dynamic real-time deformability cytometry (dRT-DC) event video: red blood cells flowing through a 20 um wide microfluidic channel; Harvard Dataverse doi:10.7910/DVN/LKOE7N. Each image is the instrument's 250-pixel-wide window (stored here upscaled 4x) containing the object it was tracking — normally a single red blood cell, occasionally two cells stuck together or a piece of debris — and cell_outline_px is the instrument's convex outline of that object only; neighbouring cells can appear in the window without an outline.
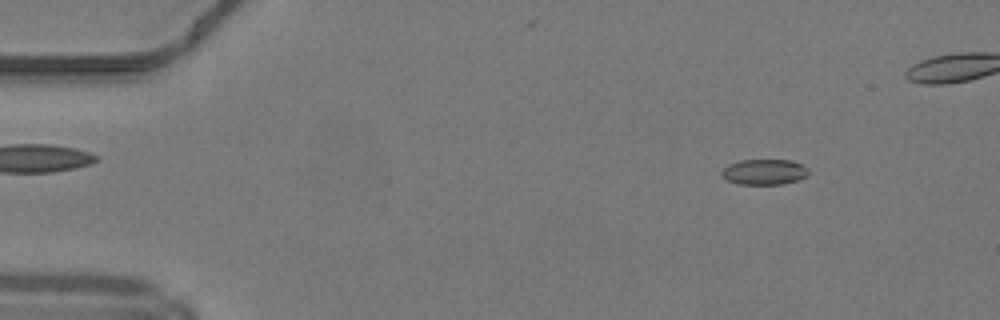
{"species": "common noctule bat (a hibernating species)", "species_latin": "Nyctalus noctula", "temperature_condition": "warm", "stored_images_in_passage": 30, "camera_frame_rate_fps": 3000, "um_per_image_px": 0.085, "animal": {"sex": "male", "body_mass_g": 19.2, "forearm_length_mm": 51.8}, "frame": {"image": 1, "passage_image": 6, "time_ms": 1.667, "image_size_px": [1000, 320], "cell_outline_px": [[808, 172], [804, 176], [796, 180], [780, 184], [740, 184], [728, 180], [720, 176], [720, 172], [728, 164], [740, 160], [792, 160], [808, 168]], "centroid_in_image_um": [64.91, 14.6], "position_along_channel_um": 20.1, "area_um2": 12.77}}
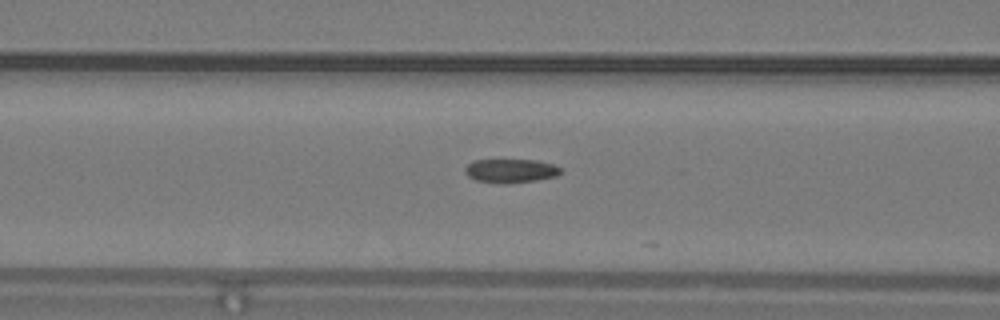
{"frame": {"image": 2, "passage_image": 20, "time_ms": 6.333, "image_size_px": [1000, 320], "cell_outline_px": [[560, 172], [556, 176], [536, 180], [508, 184], [496, 184], [476, 180], [468, 176], [464, 172], [464, 168], [468, 164], [476, 160], [536, 160], [552, 164], [560, 168]], "centroid_in_image_um": [43.36, 14.53], "position_along_channel_um": 123.2, "area_um2": 13.29}}
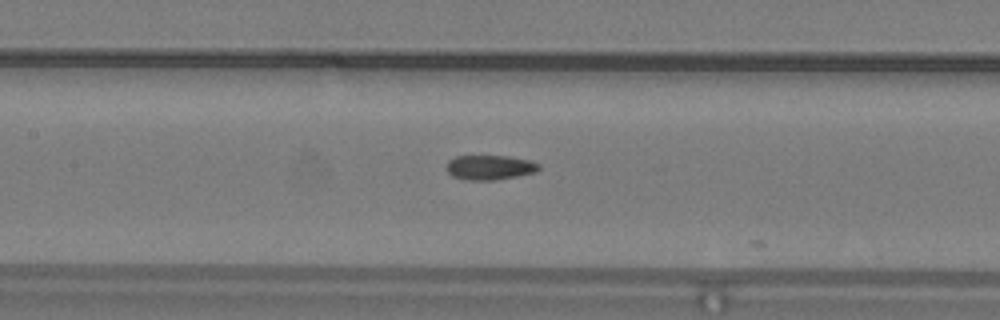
{"frame": {"image": 3, "passage_image": 23, "time_ms": 7.333, "image_size_px": [1000, 320], "cell_outline_px": [[540, 168], [536, 172], [516, 176], [492, 180], [464, 180], [452, 176], [448, 172], [448, 160], [456, 156], [508, 156], [528, 160], [540, 164]], "centroid_in_image_um": [41.63, 14.23], "position_along_channel_um": 165.8, "area_um2": 13.18}}